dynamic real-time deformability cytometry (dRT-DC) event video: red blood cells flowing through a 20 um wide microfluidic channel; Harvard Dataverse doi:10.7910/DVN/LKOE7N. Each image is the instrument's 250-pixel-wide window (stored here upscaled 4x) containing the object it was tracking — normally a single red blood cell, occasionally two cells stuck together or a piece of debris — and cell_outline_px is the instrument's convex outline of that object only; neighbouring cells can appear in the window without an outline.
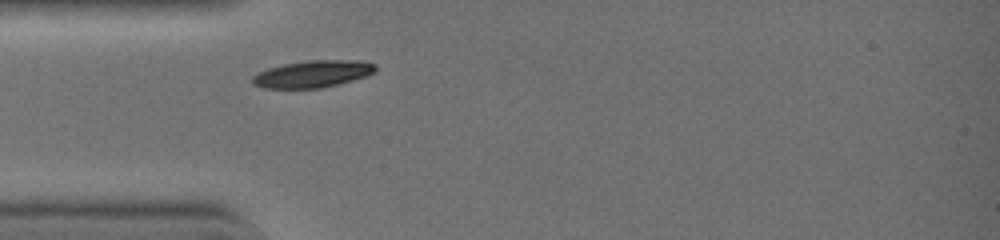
{"species": "common noctule bat (a hibernating species)", "species_latin": "Nyctalus noctula", "temperature_condition": "warm", "stored_images_in_passage": 26, "camera_frame_rate_fps": 3000, "um_per_image_px": 0.085, "animal": {"sex": "female", "body_mass_g": 19.0, "forearm_length_mm": 51.5}, "frame": {"image": 1, "passage_image": 1, "time_ms": 0.0, "image_size_px": [1000, 240], "cell_outline_px": [[376, 72], [368, 76], [340, 84], [320, 88], [264, 88], [252, 84], [252, 76], [268, 68], [284, 64], [308, 60], [364, 60], [376, 64]], "centroid_in_image_um": [26.64, 6.28], "position_along_channel_um": 58.4, "area_um2": 19.59}}
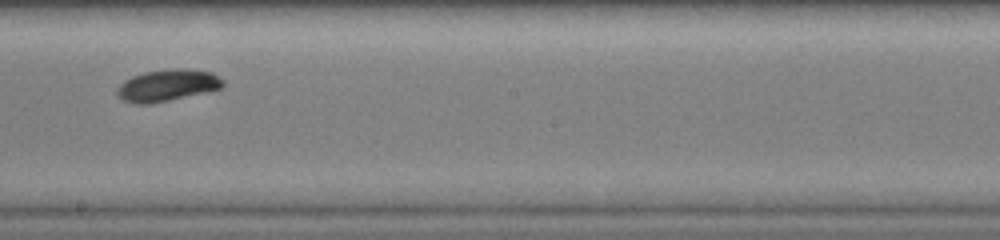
{"frame": {"image": 2, "passage_image": 13, "time_ms": 4.0, "image_size_px": [1000, 240], "cell_outline_px": [[224, 84], [220, 88], [204, 92], [168, 100], [148, 104], [136, 104], [124, 100], [116, 96], [116, 88], [124, 80], [132, 76], [144, 72], [168, 68], [184, 68], [212, 72], [224, 80]], "centroid_in_image_um": [14.19, 7.23], "position_along_channel_um": 234.0, "area_um2": 19.59}}
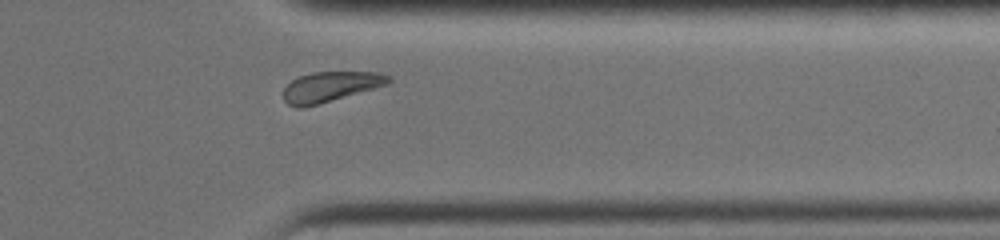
{"frame": {"image": 3, "passage_image": 23, "time_ms": 7.333, "image_size_px": [1000, 240], "cell_outline_px": [[392, 80], [388, 84], [316, 104], [300, 108], [296, 108], [288, 104], [284, 100], [284, 88], [292, 80], [300, 76], [312, 72], [380, 72], [392, 76]], "centroid_in_image_um": [28.09, 7.35], "position_along_channel_um": 383.3, "area_um2": 18.15}, "authors_computed_cell_mechanics": {"area_um2": 19.652, "velocity_mm_per_s": 4.4448, "shape_relaxation_time_tau1_ms": 1.6573, "shape_relaxation_time_tau2_ms": null, "deformation_change_tau1": 0.1045, "deformation_change_tau2": null}}